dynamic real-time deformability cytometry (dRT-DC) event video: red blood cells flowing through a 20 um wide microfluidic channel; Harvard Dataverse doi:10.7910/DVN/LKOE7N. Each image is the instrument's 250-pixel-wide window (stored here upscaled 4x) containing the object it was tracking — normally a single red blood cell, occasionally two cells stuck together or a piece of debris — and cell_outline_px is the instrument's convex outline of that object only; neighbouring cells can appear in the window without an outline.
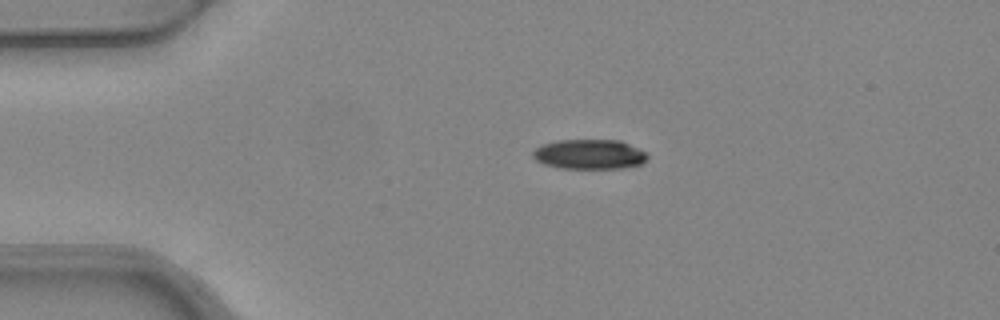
{"species": "common noctule bat (a hibernating species)", "species_latin": "Nyctalus noctula", "temperature_condition": "warm", "stored_images_in_passage": 4, "camera_frame_rate_fps": 3000, "um_per_image_px": 0.085, "animal": {"sex": "female", "body_mass_g": 24.6, "forearm_length_mm": 56.2}, "frame": {"image": 1, "passage_image": 3, "time_ms": 0.667, "image_size_px": [1000, 320], "cell_outline_px": [[648, 156], [640, 164], [624, 168], [560, 168], [544, 164], [536, 160], [532, 156], [532, 152], [540, 144], [556, 140], [620, 140], [648, 152]], "centroid_in_image_um": [50.08, 13.1], "position_along_channel_um": 34.9, "area_um2": 20.0}}